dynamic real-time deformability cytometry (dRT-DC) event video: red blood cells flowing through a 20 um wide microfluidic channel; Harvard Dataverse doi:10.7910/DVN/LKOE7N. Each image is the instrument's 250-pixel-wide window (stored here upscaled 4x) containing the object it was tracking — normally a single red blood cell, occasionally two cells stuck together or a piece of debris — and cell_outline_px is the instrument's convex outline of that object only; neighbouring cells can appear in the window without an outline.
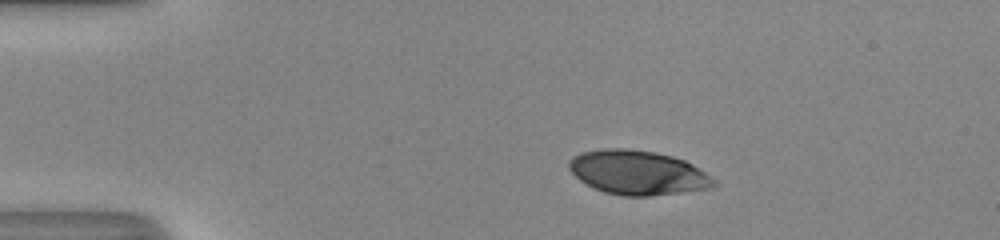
{"species": "human", "species_latin": "Homo sapiens", "temperature_condition": "room temperature", "stored_images_in_passage": 42, "camera_frame_rate_fps": 3000, "um_per_image_px": 0.085, "donor": {"sex": "male"}, "frame": {"image": 1, "passage_image": 1, "time_ms": 0.0, "image_size_px": [1000, 240], "cell_outline_px": [[716, 184], [712, 188], [648, 196], [624, 196], [604, 192], [592, 188], [580, 180], [568, 168], [568, 160], [572, 156], [580, 152], [604, 148], [628, 148], [656, 152], [672, 156], [684, 160], [692, 164], [716, 180]], "centroid_in_image_um": [54.17, 14.66], "position_along_channel_um": 30.8, "area_um2": 37.51}}
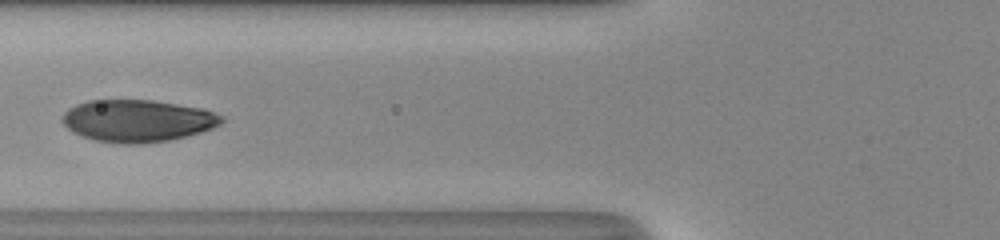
{"frame": {"image": 2, "passage_image": 12, "time_ms": 3.667, "image_size_px": [1000, 240], "cell_outline_px": [[224, 120], [220, 124], [212, 128], [188, 136], [172, 140], [144, 144], [116, 144], [96, 140], [72, 132], [60, 120], [64, 112], [68, 108], [76, 104], [88, 100], [152, 100], [200, 108], [224, 116]], "centroid_in_image_um": [11.67, 10.28], "position_along_channel_um": 114.1, "area_um2": 39.3}}
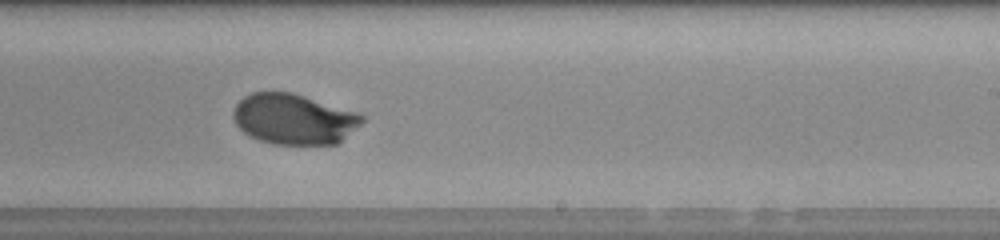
{"frame": {"image": 3, "passage_image": 23, "time_ms": 7.333, "image_size_px": [1000, 240], "cell_outline_px": [[364, 120], [360, 124], [336, 144], [272, 144], [248, 136], [236, 124], [232, 116], [232, 112], [236, 104], [244, 96], [252, 92], [292, 92], [356, 112], [364, 116]], "centroid_in_image_um": [24.93, 10.12], "position_along_channel_um": 264.1, "area_um2": 37.69}, "authors_computed_cell_mechanics": {"area_um2": 38.3214, "velocity_mm_per_s": 4.0983, "shape_relaxation_time_tau1_ms": 2.8408, "shape_relaxation_time_tau2_ms": null, "deformation_change_tau1": 0.1677, "deformation_change_tau2": null}}